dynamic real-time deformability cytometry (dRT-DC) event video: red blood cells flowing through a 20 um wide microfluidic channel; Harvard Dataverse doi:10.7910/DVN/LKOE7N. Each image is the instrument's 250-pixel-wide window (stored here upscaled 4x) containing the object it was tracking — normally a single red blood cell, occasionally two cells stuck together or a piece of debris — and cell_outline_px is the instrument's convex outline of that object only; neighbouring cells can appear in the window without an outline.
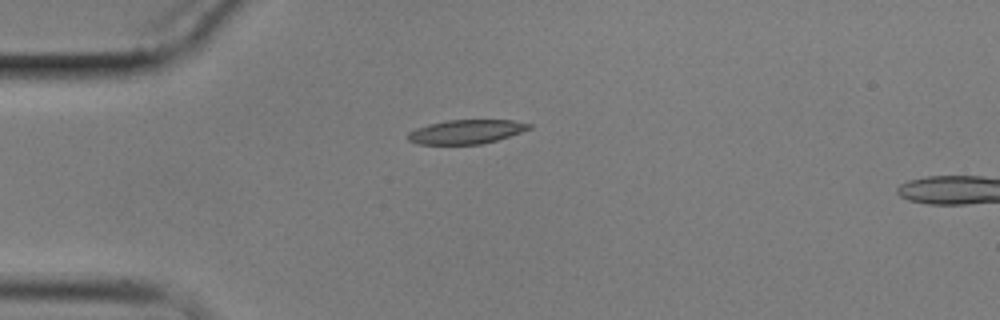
{"species": "common noctule bat (a hibernating species)", "species_latin": "Nyctalus noctula", "temperature_condition": "cold", "stored_images_in_passage": 5, "camera_frame_rate_fps": 3000, "um_per_image_px": 0.085, "animal": {"sex": "male", "body_mass_g": 17.9}, "frame": {"image": 1, "passage_image": 5, "time_ms": 4.667, "image_size_px": [1000, 320], "cell_outline_px": [[532, 128], [496, 140], [480, 144], [420, 144], [408, 140], [408, 132], [416, 128], [428, 124], [448, 120], [512, 120], [532, 124]], "centroid_in_image_um": [39.62, 11.19], "position_along_channel_um": 45.4, "area_um2": 16.82}}